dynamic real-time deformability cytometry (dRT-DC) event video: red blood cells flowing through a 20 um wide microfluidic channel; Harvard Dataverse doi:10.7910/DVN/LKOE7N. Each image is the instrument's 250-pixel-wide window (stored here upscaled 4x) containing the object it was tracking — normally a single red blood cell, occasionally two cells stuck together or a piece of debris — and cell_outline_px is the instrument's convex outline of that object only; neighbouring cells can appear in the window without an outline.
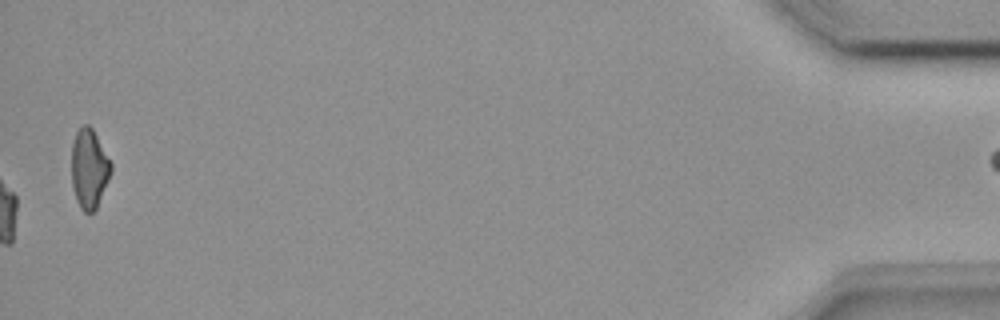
{"species": "common noctule bat (a hibernating species)", "species_latin": "Nyctalus noctula", "temperature_condition": "room temperature", "stored_images_in_passage": 50, "camera_frame_rate_fps": 3000, "um_per_image_px": 0.085, "animal": {"sex": "female", "body_mass_g": 18.4}, "frame": {"image": 1, "passage_image": 50, "time_ms": 16.333, "image_size_px": [1000, 320], "cell_outline_px": [[112, 172], [96, 208], [92, 212], [84, 212], [80, 208], [76, 200], [72, 184], [72, 144], [76, 132], [84, 124], [88, 124], [92, 128], [112, 164]], "centroid_in_image_um": [7.58, 14.34], "position_along_channel_um": 427.6, "area_um2": 18.09}}